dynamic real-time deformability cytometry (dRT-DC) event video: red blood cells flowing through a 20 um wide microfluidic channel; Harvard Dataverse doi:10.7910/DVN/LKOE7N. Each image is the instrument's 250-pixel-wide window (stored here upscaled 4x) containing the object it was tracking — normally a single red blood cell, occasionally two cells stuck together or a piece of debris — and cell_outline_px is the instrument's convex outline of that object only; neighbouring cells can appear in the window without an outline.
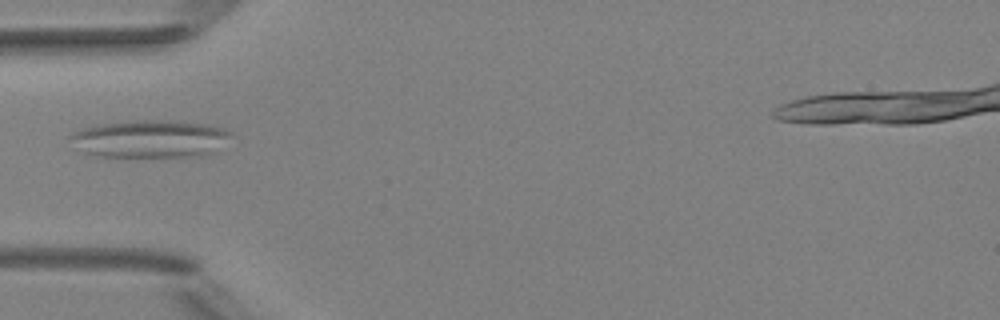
{"species": "Egyptian fruit bat (a non-hibernating species)", "species_latin": "Rousettus aegyptiacus", "temperature_condition": "room temperature", "stored_images_in_passage": 1, "camera_frame_rate_fps": 3000, "um_per_image_px": 0.085, "animal": {"sex": "female"}, "frame": {"image": 1, "passage_image": 1, "time_ms": 0.0, "image_size_px": [1000, 320], "cell_outline_px": [[228, 136], [212, 152], [204, 156], [96, 156], [84, 152], [68, 136], [72, 132], [84, 128], [100, 124], [132, 120], [172, 120], [208, 124], [224, 128], [228, 132]], "centroid_in_image_um": [12.72, 11.78], "position_along_channel_um": 72.3, "area_um2": 34.62}}